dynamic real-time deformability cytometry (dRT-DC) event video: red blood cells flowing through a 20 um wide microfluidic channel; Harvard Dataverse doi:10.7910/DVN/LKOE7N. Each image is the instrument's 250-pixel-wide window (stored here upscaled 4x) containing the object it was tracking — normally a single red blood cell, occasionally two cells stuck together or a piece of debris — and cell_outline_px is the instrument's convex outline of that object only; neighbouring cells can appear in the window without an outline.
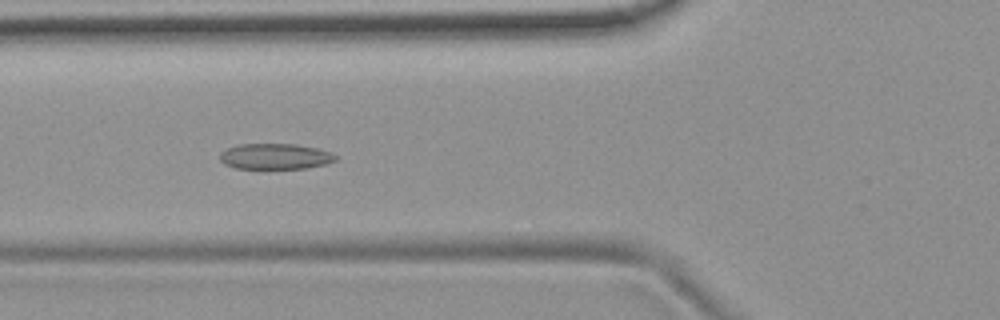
{"species": "common noctule bat (a hibernating species)", "species_latin": "Nyctalus noctula", "temperature_condition": "room temperature", "stored_images_in_passage": 7, "camera_frame_rate_fps": 3000, "um_per_image_px": 0.085, "animal": {"sex": "female", "body_mass_g": 19.9}, "frame": {"image": 1, "passage_image": 6, "time_ms": 5.667, "image_size_px": [1000, 320], "cell_outline_px": [[340, 156], [336, 160], [324, 164], [308, 168], [236, 168], [224, 164], [220, 160], [220, 152], [228, 148], [240, 144], [296, 144], [316, 148], [332, 152]], "centroid_in_image_um": [23.42, 13.29], "position_along_channel_um": 102.4, "area_um2": 17.34}}
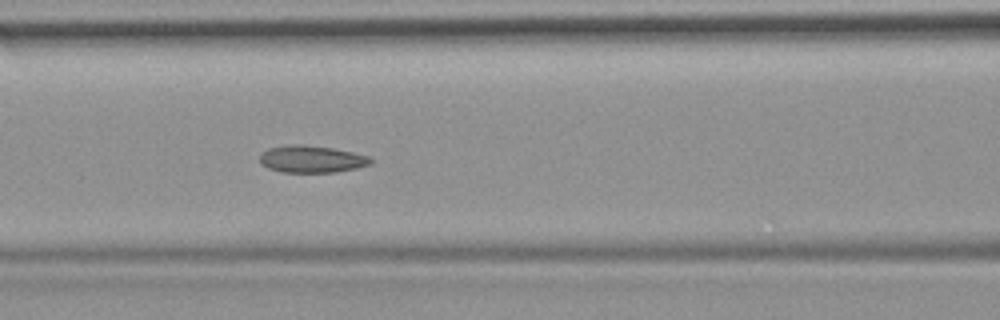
{"frame": {"image": 2, "passage_image": 7, "time_ms": 6.667, "image_size_px": [1000, 320], "cell_outline_px": [[372, 164], [356, 168], [336, 172], [280, 172], [268, 168], [260, 164], [260, 156], [268, 148], [288, 144], [304, 144], [332, 148], [352, 152], [368, 156], [372, 160]], "centroid_in_image_um": [26.47, 13.52], "position_along_channel_um": 140.1, "area_um2": 17.57}}